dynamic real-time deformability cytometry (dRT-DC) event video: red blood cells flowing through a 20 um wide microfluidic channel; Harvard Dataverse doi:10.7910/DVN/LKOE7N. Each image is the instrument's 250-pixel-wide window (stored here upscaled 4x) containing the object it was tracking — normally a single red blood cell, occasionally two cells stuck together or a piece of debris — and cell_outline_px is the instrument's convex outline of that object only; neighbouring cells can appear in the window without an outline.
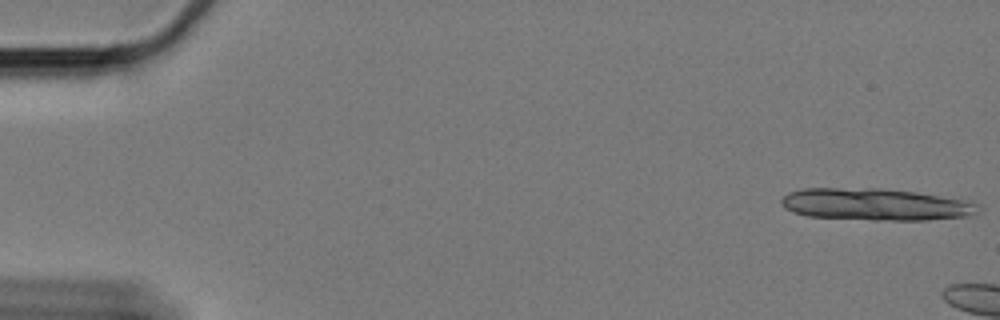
{"species": "Egyptian fruit bat (a non-hibernating species)", "species_latin": "Rousettus aegyptiacus", "temperature_condition": "cold", "stored_images_in_passage": 5, "camera_frame_rate_fps": 3000, "um_per_image_px": 0.085, "animal": {"sex": "female"}, "frame": {"image": 1, "passage_image": 1, "time_ms": 0.0, "image_size_px": [1000, 320], "cell_outline_px": [[984, 208], [976, 216], [928, 220], [872, 220], [808, 216], [792, 212], [784, 208], [780, 204], [780, 200], [788, 192], [804, 188], [880, 188], [916, 192], [960, 200], [976, 204]], "centroid_in_image_um": [74.42, 17.39], "position_along_channel_um": 10.6, "area_um2": 36.99}}